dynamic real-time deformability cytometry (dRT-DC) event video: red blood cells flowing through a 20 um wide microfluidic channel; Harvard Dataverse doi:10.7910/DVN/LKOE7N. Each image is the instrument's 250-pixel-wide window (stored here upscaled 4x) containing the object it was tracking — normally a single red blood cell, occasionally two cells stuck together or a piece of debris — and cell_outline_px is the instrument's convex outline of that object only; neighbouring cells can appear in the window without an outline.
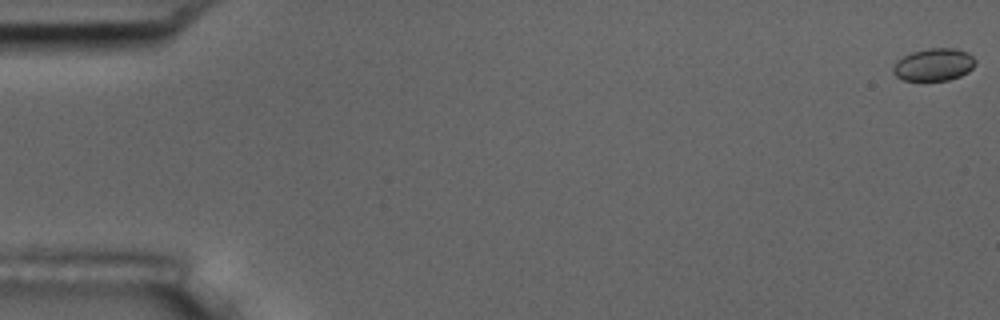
{"species": "common noctule bat (a hibernating species)", "species_latin": "Nyctalus noctula", "temperature_condition": "room temperature", "stored_images_in_passage": 5, "camera_frame_rate_fps": 3000, "um_per_image_px": 0.085, "animal": {"sex": "male", "body_mass_g": 17.5, "forearm_length_mm": 52.3}, "frame": {"image": 1, "passage_image": 1, "time_ms": 0.0, "image_size_px": [1000, 320], "cell_outline_px": [[976, 64], [968, 72], [960, 76], [948, 80], [904, 80], [896, 76], [892, 72], [892, 68], [896, 60], [912, 52], [928, 48], [956, 48], [968, 52], [976, 60]], "centroid_in_image_um": [79.38, 5.48], "position_along_channel_um": 5.6, "area_um2": 15.66}}